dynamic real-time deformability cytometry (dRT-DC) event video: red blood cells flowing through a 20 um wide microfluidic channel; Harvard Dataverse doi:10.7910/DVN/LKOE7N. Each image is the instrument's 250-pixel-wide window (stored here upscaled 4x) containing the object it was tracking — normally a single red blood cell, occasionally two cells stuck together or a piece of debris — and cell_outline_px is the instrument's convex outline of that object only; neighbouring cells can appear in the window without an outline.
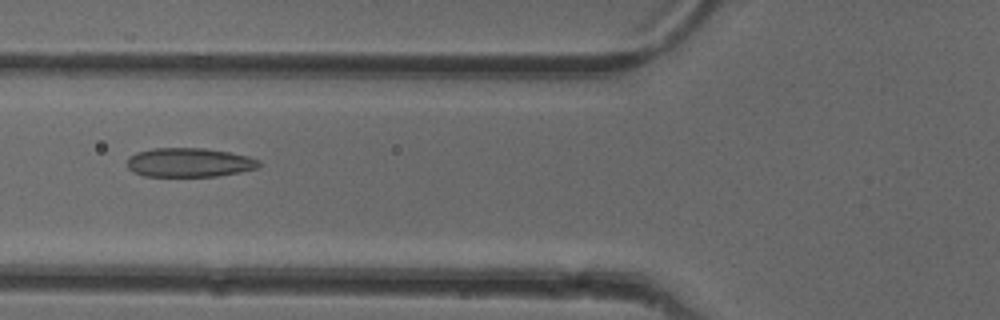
{"species": "common noctule bat (a hibernating species)", "species_latin": "Nyctalus noctula", "temperature_condition": "cold", "stored_images_in_passage": 51, "camera_frame_rate_fps": 3000, "um_per_image_px": 0.085, "animal": {"sex": "female"}, "frame": {"image": 1, "passage_image": 19, "time_ms": 6.0, "image_size_px": [1000, 320], "cell_outline_px": [[260, 164], [256, 168], [240, 172], [216, 176], [144, 176], [132, 172], [128, 168], [128, 156], [136, 152], [152, 148], [204, 148], [228, 152], [248, 156], [260, 160]], "centroid_in_image_um": [16.05, 13.81], "position_along_channel_um": 109.7, "area_um2": 22.37}}
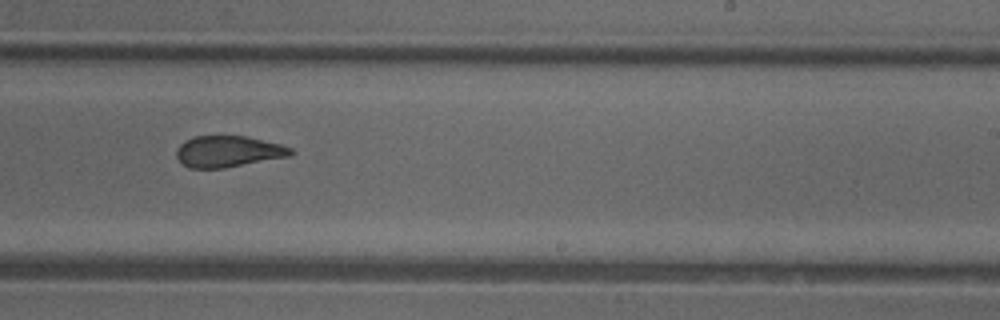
{"frame": {"image": 2, "passage_image": 31, "time_ms": 10.0, "image_size_px": [1000, 320], "cell_outline_px": [[296, 152], [292, 156], [224, 168], [188, 168], [176, 156], [176, 148], [184, 140], [192, 136], [248, 136], [280, 144], [292, 148]], "centroid_in_image_um": [19.42, 12.87], "position_along_channel_um": 269.6, "area_um2": 21.1}}
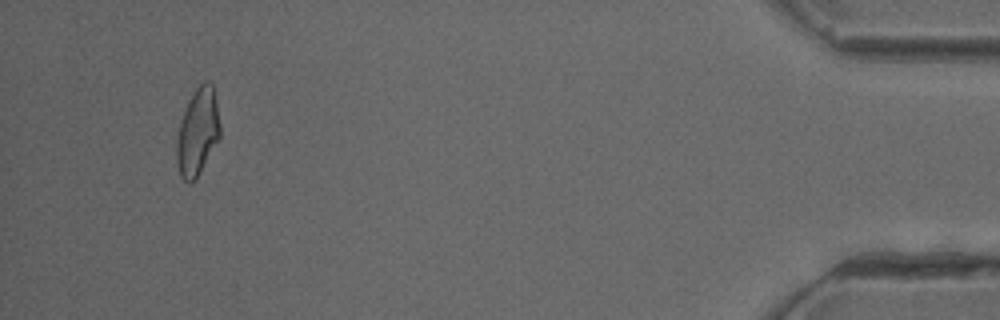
{"frame": {"image": 3, "passage_image": 48, "time_ms": 15.667, "image_size_px": [1000, 320], "cell_outline_px": [[220, 136], [196, 180], [192, 184], [188, 184], [180, 176], [176, 160], [176, 144], [180, 124], [184, 112], [196, 88], [200, 84], [208, 80], [212, 84], [216, 100], [220, 124]], "centroid_in_image_um": [16.8, 11.28], "position_along_channel_um": 418.4, "area_um2": 21.79}, "authors_computed_cell_mechanics": {"area_um2": 22.3686, "velocity_mm_per_s": 3.9983, "shape_relaxation_time_tau1_ms": null, "shape_relaxation_time_tau2_ms": 1.9742, "deformation_change_tau1": null, "deformation_change_tau2": 0.0847}}